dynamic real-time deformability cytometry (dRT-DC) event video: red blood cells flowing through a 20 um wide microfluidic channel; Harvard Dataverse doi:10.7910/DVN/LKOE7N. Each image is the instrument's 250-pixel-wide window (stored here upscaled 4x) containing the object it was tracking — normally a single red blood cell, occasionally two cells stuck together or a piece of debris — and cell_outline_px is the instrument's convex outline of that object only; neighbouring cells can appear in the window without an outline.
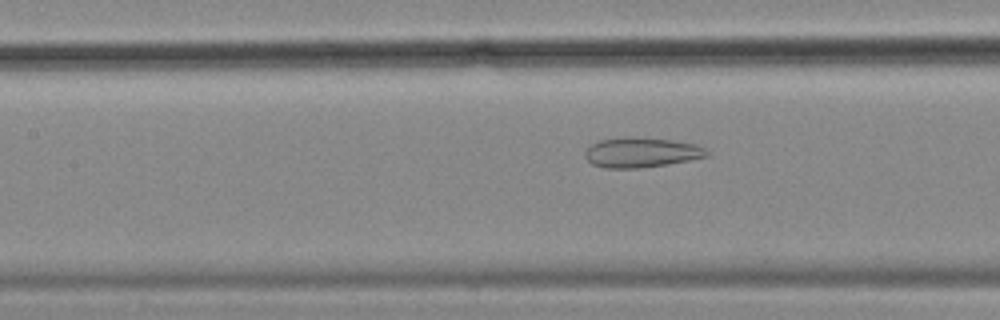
{"species": "common noctule bat (a hibernating species)", "species_latin": "Nyctalus noctula", "temperature_condition": "cold", "stored_images_in_passage": 42, "camera_frame_rate_fps": 3000, "um_per_image_px": 0.085, "animal": {"sex": "female", "body_mass_g": 18.4}, "frame": {"image": 1, "passage_image": 15, "time_ms": 4.667, "image_size_px": [1000, 320], "cell_outline_px": [[712, 152], [708, 156], [688, 160], [640, 168], [604, 168], [592, 164], [584, 156], [584, 152], [592, 144], [600, 140], [672, 140], [696, 144]], "centroid_in_image_um": [54.54, 13.01], "position_along_channel_um": 152.9, "area_um2": 20.17}}
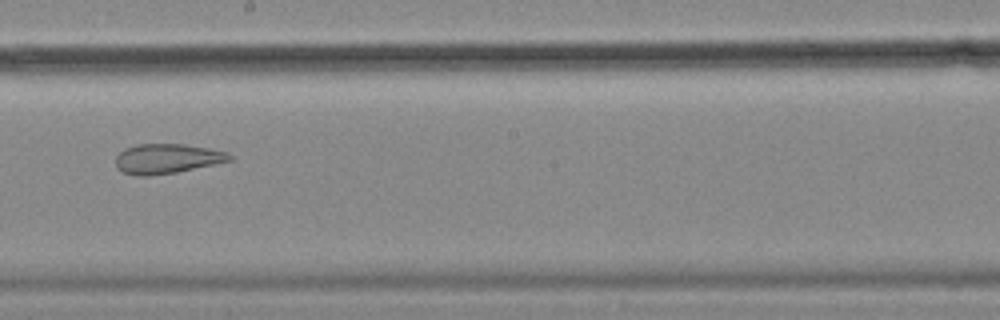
{"frame": {"image": 2, "passage_image": 22, "time_ms": 7.0, "image_size_px": [1000, 320], "cell_outline_px": [[232, 160], [176, 172], [148, 176], [136, 176], [124, 172], [116, 168], [116, 156], [124, 148], [136, 144], [184, 144], [208, 148], [228, 152], [232, 156]], "centroid_in_image_um": [14.16, 13.48], "position_along_channel_um": 234.0, "area_um2": 19.71}}
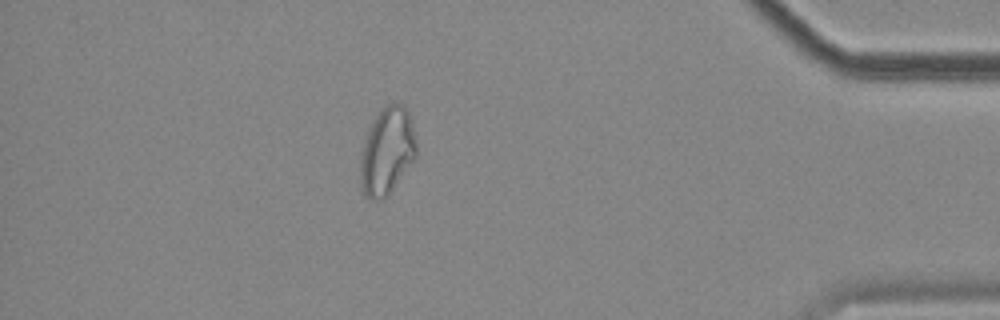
{"frame": {"image": 3, "passage_image": 40, "time_ms": 13.0, "image_size_px": [1000, 320], "cell_outline_px": [[416, 156], [388, 196], [380, 200], [368, 200], [364, 196], [360, 184], [360, 156], [368, 132], [376, 116], [388, 104], [404, 104], [408, 112], [412, 124], [416, 140]], "centroid_in_image_um": [32.89, 12.91], "position_along_channel_um": 402.3, "area_um2": 28.21}}